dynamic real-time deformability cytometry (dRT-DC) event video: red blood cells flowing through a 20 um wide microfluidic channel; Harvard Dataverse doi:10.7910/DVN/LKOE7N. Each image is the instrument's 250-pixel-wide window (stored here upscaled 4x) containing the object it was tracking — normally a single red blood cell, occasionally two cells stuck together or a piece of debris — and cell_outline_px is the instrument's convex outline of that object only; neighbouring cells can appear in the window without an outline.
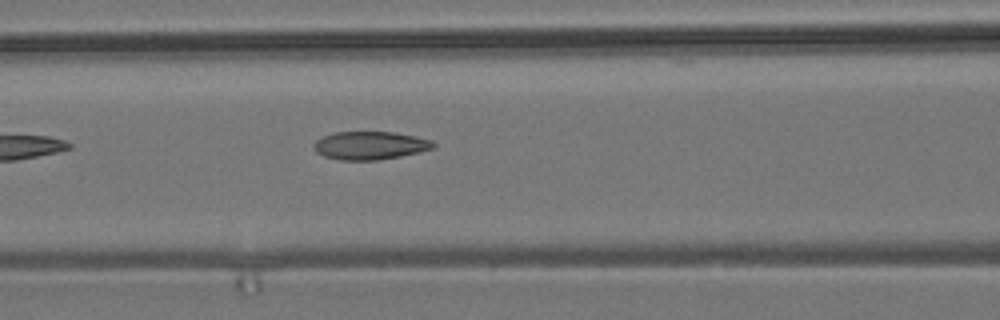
{"species": "common noctule bat (a hibernating species)", "species_latin": "Nyctalus noctula", "temperature_condition": "room temperature", "stored_images_in_passage": 3, "camera_frame_rate_fps": 3000, "um_per_image_px": 0.085, "animal": {"sex": "male", "body_mass_g": 19.2, "forearm_length_mm": 51.8}, "frame": {"image": 1, "passage_image": 3, "time_ms": 2.333, "image_size_px": [1000, 320], "cell_outline_px": [[436, 148], [420, 152], [400, 156], [376, 160], [340, 160], [324, 156], [316, 152], [312, 148], [312, 144], [316, 140], [332, 132], [392, 132], [416, 136], [432, 140], [436, 144]], "centroid_in_image_um": [31.46, 12.36], "position_along_channel_um": 135.1, "area_um2": 19.77}}